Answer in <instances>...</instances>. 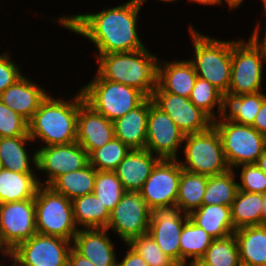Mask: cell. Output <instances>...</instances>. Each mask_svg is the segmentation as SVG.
Returning <instances> with one entry per match:
<instances>
[{"instance_id":"obj_1","label":"cell","mask_w":266,"mask_h":266,"mask_svg":"<svg viewBox=\"0 0 266 266\" xmlns=\"http://www.w3.org/2000/svg\"><path fill=\"white\" fill-rule=\"evenodd\" d=\"M144 0H128L125 3L101 9L98 12L58 15L50 20L61 28L78 34L95 46V58L99 55L132 52L145 48L138 28L140 10ZM108 7V8H107Z\"/></svg>"},{"instance_id":"obj_2","label":"cell","mask_w":266,"mask_h":266,"mask_svg":"<svg viewBox=\"0 0 266 266\" xmlns=\"http://www.w3.org/2000/svg\"><path fill=\"white\" fill-rule=\"evenodd\" d=\"M59 97L49 93L28 121V134L33 142L41 141L43 145L39 147L76 142L77 116L84 102L83 95L79 89L71 99Z\"/></svg>"},{"instance_id":"obj_3","label":"cell","mask_w":266,"mask_h":266,"mask_svg":"<svg viewBox=\"0 0 266 266\" xmlns=\"http://www.w3.org/2000/svg\"><path fill=\"white\" fill-rule=\"evenodd\" d=\"M97 73L106 80L122 83L151 97L156 88L158 54L148 47L132 52L99 55Z\"/></svg>"},{"instance_id":"obj_4","label":"cell","mask_w":266,"mask_h":266,"mask_svg":"<svg viewBox=\"0 0 266 266\" xmlns=\"http://www.w3.org/2000/svg\"><path fill=\"white\" fill-rule=\"evenodd\" d=\"M188 36L194 49L193 64L198 77L205 79L222 93L229 90L232 68V39H218L199 32L193 24L188 25Z\"/></svg>"},{"instance_id":"obj_5","label":"cell","mask_w":266,"mask_h":266,"mask_svg":"<svg viewBox=\"0 0 266 266\" xmlns=\"http://www.w3.org/2000/svg\"><path fill=\"white\" fill-rule=\"evenodd\" d=\"M84 102L114 121L139 106L147 97L138 89L103 79L97 72L80 88Z\"/></svg>"},{"instance_id":"obj_6","label":"cell","mask_w":266,"mask_h":266,"mask_svg":"<svg viewBox=\"0 0 266 266\" xmlns=\"http://www.w3.org/2000/svg\"><path fill=\"white\" fill-rule=\"evenodd\" d=\"M183 159H178L182 169L205 176L220 175L228 172L221 137L214 125L203 132L184 136Z\"/></svg>"},{"instance_id":"obj_7","label":"cell","mask_w":266,"mask_h":266,"mask_svg":"<svg viewBox=\"0 0 266 266\" xmlns=\"http://www.w3.org/2000/svg\"><path fill=\"white\" fill-rule=\"evenodd\" d=\"M34 201L37 233L72 241L79 230L74 220L72 200L50 186L40 185Z\"/></svg>"},{"instance_id":"obj_8","label":"cell","mask_w":266,"mask_h":266,"mask_svg":"<svg viewBox=\"0 0 266 266\" xmlns=\"http://www.w3.org/2000/svg\"><path fill=\"white\" fill-rule=\"evenodd\" d=\"M266 56L250 36L232 40L231 83L228 92L235 95L263 91Z\"/></svg>"},{"instance_id":"obj_9","label":"cell","mask_w":266,"mask_h":266,"mask_svg":"<svg viewBox=\"0 0 266 266\" xmlns=\"http://www.w3.org/2000/svg\"><path fill=\"white\" fill-rule=\"evenodd\" d=\"M220 134L224 155L230 169L256 163L266 149V136L252 126L233 121H213Z\"/></svg>"},{"instance_id":"obj_10","label":"cell","mask_w":266,"mask_h":266,"mask_svg":"<svg viewBox=\"0 0 266 266\" xmlns=\"http://www.w3.org/2000/svg\"><path fill=\"white\" fill-rule=\"evenodd\" d=\"M151 209L140 192L126 191L111 211L106 229L128 244L132 239L148 233Z\"/></svg>"},{"instance_id":"obj_11","label":"cell","mask_w":266,"mask_h":266,"mask_svg":"<svg viewBox=\"0 0 266 266\" xmlns=\"http://www.w3.org/2000/svg\"><path fill=\"white\" fill-rule=\"evenodd\" d=\"M72 241L36 233L10 252L17 266H67Z\"/></svg>"},{"instance_id":"obj_12","label":"cell","mask_w":266,"mask_h":266,"mask_svg":"<svg viewBox=\"0 0 266 266\" xmlns=\"http://www.w3.org/2000/svg\"><path fill=\"white\" fill-rule=\"evenodd\" d=\"M88 164V153L77 141L37 147V178L40 185L50 186L59 176L80 170ZM39 172L45 173L46 180L41 179L44 176Z\"/></svg>"},{"instance_id":"obj_13","label":"cell","mask_w":266,"mask_h":266,"mask_svg":"<svg viewBox=\"0 0 266 266\" xmlns=\"http://www.w3.org/2000/svg\"><path fill=\"white\" fill-rule=\"evenodd\" d=\"M36 233L34 199L0 205V241L9 253Z\"/></svg>"},{"instance_id":"obj_14","label":"cell","mask_w":266,"mask_h":266,"mask_svg":"<svg viewBox=\"0 0 266 266\" xmlns=\"http://www.w3.org/2000/svg\"><path fill=\"white\" fill-rule=\"evenodd\" d=\"M185 134L168 114L158 108L149 97L146 147L160 159H179Z\"/></svg>"},{"instance_id":"obj_15","label":"cell","mask_w":266,"mask_h":266,"mask_svg":"<svg viewBox=\"0 0 266 266\" xmlns=\"http://www.w3.org/2000/svg\"><path fill=\"white\" fill-rule=\"evenodd\" d=\"M189 219L177 204L155 207L151 210L148 234L152 236L163 253L180 265V236Z\"/></svg>"},{"instance_id":"obj_16","label":"cell","mask_w":266,"mask_h":266,"mask_svg":"<svg viewBox=\"0 0 266 266\" xmlns=\"http://www.w3.org/2000/svg\"><path fill=\"white\" fill-rule=\"evenodd\" d=\"M182 167L178 159H161L139 191L152 210L176 204Z\"/></svg>"},{"instance_id":"obj_17","label":"cell","mask_w":266,"mask_h":266,"mask_svg":"<svg viewBox=\"0 0 266 266\" xmlns=\"http://www.w3.org/2000/svg\"><path fill=\"white\" fill-rule=\"evenodd\" d=\"M151 99L185 135L206 131L213 125V119L189 98L164 90H154Z\"/></svg>"},{"instance_id":"obj_18","label":"cell","mask_w":266,"mask_h":266,"mask_svg":"<svg viewBox=\"0 0 266 266\" xmlns=\"http://www.w3.org/2000/svg\"><path fill=\"white\" fill-rule=\"evenodd\" d=\"M106 228L79 229L72 240V248L96 266H116L115 242Z\"/></svg>"},{"instance_id":"obj_19","label":"cell","mask_w":266,"mask_h":266,"mask_svg":"<svg viewBox=\"0 0 266 266\" xmlns=\"http://www.w3.org/2000/svg\"><path fill=\"white\" fill-rule=\"evenodd\" d=\"M115 137L113 122L83 102L77 116L76 141L88 155Z\"/></svg>"},{"instance_id":"obj_20","label":"cell","mask_w":266,"mask_h":266,"mask_svg":"<svg viewBox=\"0 0 266 266\" xmlns=\"http://www.w3.org/2000/svg\"><path fill=\"white\" fill-rule=\"evenodd\" d=\"M31 79L23 75L0 94V100L27 121L32 118L41 102L50 93L49 89L47 91L43 85Z\"/></svg>"},{"instance_id":"obj_21","label":"cell","mask_w":266,"mask_h":266,"mask_svg":"<svg viewBox=\"0 0 266 266\" xmlns=\"http://www.w3.org/2000/svg\"><path fill=\"white\" fill-rule=\"evenodd\" d=\"M193 64L189 60H161L157 63L156 88L189 98L197 79Z\"/></svg>"},{"instance_id":"obj_22","label":"cell","mask_w":266,"mask_h":266,"mask_svg":"<svg viewBox=\"0 0 266 266\" xmlns=\"http://www.w3.org/2000/svg\"><path fill=\"white\" fill-rule=\"evenodd\" d=\"M160 160L147 149H131L114 172L126 191L139 192Z\"/></svg>"},{"instance_id":"obj_23","label":"cell","mask_w":266,"mask_h":266,"mask_svg":"<svg viewBox=\"0 0 266 266\" xmlns=\"http://www.w3.org/2000/svg\"><path fill=\"white\" fill-rule=\"evenodd\" d=\"M27 145L35 147L29 135L0 138L2 168L17 173H37V149H28ZM29 150L34 153H30Z\"/></svg>"},{"instance_id":"obj_24","label":"cell","mask_w":266,"mask_h":266,"mask_svg":"<svg viewBox=\"0 0 266 266\" xmlns=\"http://www.w3.org/2000/svg\"><path fill=\"white\" fill-rule=\"evenodd\" d=\"M148 115L149 97L135 109L113 121L115 138L130 149H145Z\"/></svg>"},{"instance_id":"obj_25","label":"cell","mask_w":266,"mask_h":266,"mask_svg":"<svg viewBox=\"0 0 266 266\" xmlns=\"http://www.w3.org/2000/svg\"><path fill=\"white\" fill-rule=\"evenodd\" d=\"M265 99L264 91L242 95L222 93L221 111L219 117L213 121H233L252 126Z\"/></svg>"},{"instance_id":"obj_26","label":"cell","mask_w":266,"mask_h":266,"mask_svg":"<svg viewBox=\"0 0 266 266\" xmlns=\"http://www.w3.org/2000/svg\"><path fill=\"white\" fill-rule=\"evenodd\" d=\"M233 234L242 266H266V225L243 227Z\"/></svg>"},{"instance_id":"obj_27","label":"cell","mask_w":266,"mask_h":266,"mask_svg":"<svg viewBox=\"0 0 266 266\" xmlns=\"http://www.w3.org/2000/svg\"><path fill=\"white\" fill-rule=\"evenodd\" d=\"M189 219L214 239L225 238L235 231L230 206L202 205L189 214Z\"/></svg>"},{"instance_id":"obj_28","label":"cell","mask_w":266,"mask_h":266,"mask_svg":"<svg viewBox=\"0 0 266 266\" xmlns=\"http://www.w3.org/2000/svg\"><path fill=\"white\" fill-rule=\"evenodd\" d=\"M37 173L0 170V203L34 199L40 186Z\"/></svg>"},{"instance_id":"obj_29","label":"cell","mask_w":266,"mask_h":266,"mask_svg":"<svg viewBox=\"0 0 266 266\" xmlns=\"http://www.w3.org/2000/svg\"><path fill=\"white\" fill-rule=\"evenodd\" d=\"M78 229L106 228L111 212L94 193L72 200Z\"/></svg>"},{"instance_id":"obj_30","label":"cell","mask_w":266,"mask_h":266,"mask_svg":"<svg viewBox=\"0 0 266 266\" xmlns=\"http://www.w3.org/2000/svg\"><path fill=\"white\" fill-rule=\"evenodd\" d=\"M97 170L88 164L80 170L59 176L50 187L57 193L73 200L93 193Z\"/></svg>"},{"instance_id":"obj_31","label":"cell","mask_w":266,"mask_h":266,"mask_svg":"<svg viewBox=\"0 0 266 266\" xmlns=\"http://www.w3.org/2000/svg\"><path fill=\"white\" fill-rule=\"evenodd\" d=\"M263 194L238 190L231 204V218L235 230L262 225Z\"/></svg>"},{"instance_id":"obj_32","label":"cell","mask_w":266,"mask_h":266,"mask_svg":"<svg viewBox=\"0 0 266 266\" xmlns=\"http://www.w3.org/2000/svg\"><path fill=\"white\" fill-rule=\"evenodd\" d=\"M214 238L190 219L186 221L180 236V265L202 258Z\"/></svg>"},{"instance_id":"obj_33","label":"cell","mask_w":266,"mask_h":266,"mask_svg":"<svg viewBox=\"0 0 266 266\" xmlns=\"http://www.w3.org/2000/svg\"><path fill=\"white\" fill-rule=\"evenodd\" d=\"M208 176L185 171L181 172L176 204L186 214L202 206Z\"/></svg>"},{"instance_id":"obj_34","label":"cell","mask_w":266,"mask_h":266,"mask_svg":"<svg viewBox=\"0 0 266 266\" xmlns=\"http://www.w3.org/2000/svg\"><path fill=\"white\" fill-rule=\"evenodd\" d=\"M235 170L208 177L202 205L230 206L238 191V178Z\"/></svg>"},{"instance_id":"obj_35","label":"cell","mask_w":266,"mask_h":266,"mask_svg":"<svg viewBox=\"0 0 266 266\" xmlns=\"http://www.w3.org/2000/svg\"><path fill=\"white\" fill-rule=\"evenodd\" d=\"M202 259L212 266H242L239 247L234 234L225 238L214 239Z\"/></svg>"},{"instance_id":"obj_36","label":"cell","mask_w":266,"mask_h":266,"mask_svg":"<svg viewBox=\"0 0 266 266\" xmlns=\"http://www.w3.org/2000/svg\"><path fill=\"white\" fill-rule=\"evenodd\" d=\"M189 99L213 120L219 117L222 104V92L205 79L197 77Z\"/></svg>"},{"instance_id":"obj_37","label":"cell","mask_w":266,"mask_h":266,"mask_svg":"<svg viewBox=\"0 0 266 266\" xmlns=\"http://www.w3.org/2000/svg\"><path fill=\"white\" fill-rule=\"evenodd\" d=\"M131 149L120 139L113 138L89 155V164L99 171H114Z\"/></svg>"},{"instance_id":"obj_38","label":"cell","mask_w":266,"mask_h":266,"mask_svg":"<svg viewBox=\"0 0 266 266\" xmlns=\"http://www.w3.org/2000/svg\"><path fill=\"white\" fill-rule=\"evenodd\" d=\"M121 181L114 171L97 170L93 193L111 212L125 194Z\"/></svg>"},{"instance_id":"obj_39","label":"cell","mask_w":266,"mask_h":266,"mask_svg":"<svg viewBox=\"0 0 266 266\" xmlns=\"http://www.w3.org/2000/svg\"><path fill=\"white\" fill-rule=\"evenodd\" d=\"M128 245L136 251L148 266H177L178 264L162 252L155 240L146 233L132 239Z\"/></svg>"},{"instance_id":"obj_40","label":"cell","mask_w":266,"mask_h":266,"mask_svg":"<svg viewBox=\"0 0 266 266\" xmlns=\"http://www.w3.org/2000/svg\"><path fill=\"white\" fill-rule=\"evenodd\" d=\"M234 170L237 178H239L237 180L238 190L249 193H266V175L255 163L242 164L234 168Z\"/></svg>"},{"instance_id":"obj_41","label":"cell","mask_w":266,"mask_h":266,"mask_svg":"<svg viewBox=\"0 0 266 266\" xmlns=\"http://www.w3.org/2000/svg\"><path fill=\"white\" fill-rule=\"evenodd\" d=\"M28 134V121L0 100V138Z\"/></svg>"},{"instance_id":"obj_42","label":"cell","mask_w":266,"mask_h":266,"mask_svg":"<svg viewBox=\"0 0 266 266\" xmlns=\"http://www.w3.org/2000/svg\"><path fill=\"white\" fill-rule=\"evenodd\" d=\"M10 51L0 53V94L10 85H13L22 73L19 62L12 60Z\"/></svg>"},{"instance_id":"obj_43","label":"cell","mask_w":266,"mask_h":266,"mask_svg":"<svg viewBox=\"0 0 266 266\" xmlns=\"http://www.w3.org/2000/svg\"><path fill=\"white\" fill-rule=\"evenodd\" d=\"M125 246H127V251L123 254L121 261L117 260L116 266H148L145 260L128 244H125Z\"/></svg>"},{"instance_id":"obj_44","label":"cell","mask_w":266,"mask_h":266,"mask_svg":"<svg viewBox=\"0 0 266 266\" xmlns=\"http://www.w3.org/2000/svg\"><path fill=\"white\" fill-rule=\"evenodd\" d=\"M262 15H264V17H265V19H264L265 23L264 22L262 23V24H264V27L258 20H256L255 21L256 23L254 24L255 25L254 30H252L250 35L253 38V40L262 48L263 53L266 56V13H264ZM261 29H263V30H261ZM261 33L263 36L261 35Z\"/></svg>"},{"instance_id":"obj_45","label":"cell","mask_w":266,"mask_h":266,"mask_svg":"<svg viewBox=\"0 0 266 266\" xmlns=\"http://www.w3.org/2000/svg\"><path fill=\"white\" fill-rule=\"evenodd\" d=\"M252 127L260 134L266 136V99L263 101Z\"/></svg>"},{"instance_id":"obj_46","label":"cell","mask_w":266,"mask_h":266,"mask_svg":"<svg viewBox=\"0 0 266 266\" xmlns=\"http://www.w3.org/2000/svg\"><path fill=\"white\" fill-rule=\"evenodd\" d=\"M67 266H96L87 258L77 253L73 248L70 249L68 254Z\"/></svg>"},{"instance_id":"obj_47","label":"cell","mask_w":266,"mask_h":266,"mask_svg":"<svg viewBox=\"0 0 266 266\" xmlns=\"http://www.w3.org/2000/svg\"><path fill=\"white\" fill-rule=\"evenodd\" d=\"M221 1V6H225L228 5V9L230 10V12H233L231 10H237V8L239 9L241 7V5L246 1V0H220Z\"/></svg>"},{"instance_id":"obj_48","label":"cell","mask_w":266,"mask_h":266,"mask_svg":"<svg viewBox=\"0 0 266 266\" xmlns=\"http://www.w3.org/2000/svg\"><path fill=\"white\" fill-rule=\"evenodd\" d=\"M188 3H196L205 6H221L220 0H187Z\"/></svg>"},{"instance_id":"obj_49","label":"cell","mask_w":266,"mask_h":266,"mask_svg":"<svg viewBox=\"0 0 266 266\" xmlns=\"http://www.w3.org/2000/svg\"><path fill=\"white\" fill-rule=\"evenodd\" d=\"M262 172L266 175V149L261 154V156L258 158L257 162L255 163Z\"/></svg>"},{"instance_id":"obj_50","label":"cell","mask_w":266,"mask_h":266,"mask_svg":"<svg viewBox=\"0 0 266 266\" xmlns=\"http://www.w3.org/2000/svg\"><path fill=\"white\" fill-rule=\"evenodd\" d=\"M185 266H212L202 258H197L189 261Z\"/></svg>"},{"instance_id":"obj_51","label":"cell","mask_w":266,"mask_h":266,"mask_svg":"<svg viewBox=\"0 0 266 266\" xmlns=\"http://www.w3.org/2000/svg\"><path fill=\"white\" fill-rule=\"evenodd\" d=\"M0 257L2 258H6L7 261H10V253L7 251V249L2 245L1 241H0ZM2 263V261H0V264Z\"/></svg>"},{"instance_id":"obj_52","label":"cell","mask_w":266,"mask_h":266,"mask_svg":"<svg viewBox=\"0 0 266 266\" xmlns=\"http://www.w3.org/2000/svg\"><path fill=\"white\" fill-rule=\"evenodd\" d=\"M262 225H266V193L263 194Z\"/></svg>"},{"instance_id":"obj_53","label":"cell","mask_w":266,"mask_h":266,"mask_svg":"<svg viewBox=\"0 0 266 266\" xmlns=\"http://www.w3.org/2000/svg\"><path fill=\"white\" fill-rule=\"evenodd\" d=\"M145 2H146V4H147V1L148 0H144ZM157 1V0H156ZM159 2H162L163 4H164V2L165 3H170V4H172V3H175V2H178V1H180V0H158Z\"/></svg>"},{"instance_id":"obj_54","label":"cell","mask_w":266,"mask_h":266,"mask_svg":"<svg viewBox=\"0 0 266 266\" xmlns=\"http://www.w3.org/2000/svg\"><path fill=\"white\" fill-rule=\"evenodd\" d=\"M261 2H262V5H263V13L262 14H264V13H266V0H261Z\"/></svg>"},{"instance_id":"obj_55","label":"cell","mask_w":266,"mask_h":266,"mask_svg":"<svg viewBox=\"0 0 266 266\" xmlns=\"http://www.w3.org/2000/svg\"><path fill=\"white\" fill-rule=\"evenodd\" d=\"M10 261H11V264H9V265H11V266H17L12 260H10ZM2 264H4V263H1V266H4Z\"/></svg>"}]
</instances>
